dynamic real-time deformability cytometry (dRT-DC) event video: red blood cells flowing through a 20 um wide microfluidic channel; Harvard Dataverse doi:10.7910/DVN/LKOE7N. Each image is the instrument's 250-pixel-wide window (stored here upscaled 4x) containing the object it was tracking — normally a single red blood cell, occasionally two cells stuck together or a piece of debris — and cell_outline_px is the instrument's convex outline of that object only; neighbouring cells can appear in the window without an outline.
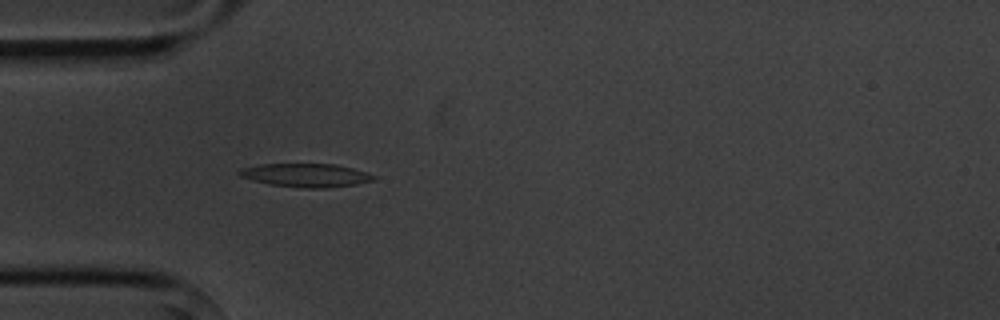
{"species": "common noctule bat (a hibernating species)", "species_latin": "Nyctalus noctula", "temperature_condition": "cold", "stored_images_in_passage": 5, "camera_frame_rate_fps": 3000, "um_per_image_px": 0.085, "animal": {"sex": "male", "body_mass_g": 20.1, "forearm_length_mm": 53.5}, "frame": {"image": 1, "passage_image": 5, "time_ms": 4.667, "image_size_px": [1000, 320], "cell_outline_px": [[376, 180], [356, 184], [324, 188], [300, 188], [268, 184], [252, 180], [240, 176], [236, 172], [240, 168], [260, 164], [336, 164], [368, 172], [376, 176]], "centroid_in_image_um": [26.0, 14.89], "position_along_channel_um": 59.0, "area_um2": 18.55}}